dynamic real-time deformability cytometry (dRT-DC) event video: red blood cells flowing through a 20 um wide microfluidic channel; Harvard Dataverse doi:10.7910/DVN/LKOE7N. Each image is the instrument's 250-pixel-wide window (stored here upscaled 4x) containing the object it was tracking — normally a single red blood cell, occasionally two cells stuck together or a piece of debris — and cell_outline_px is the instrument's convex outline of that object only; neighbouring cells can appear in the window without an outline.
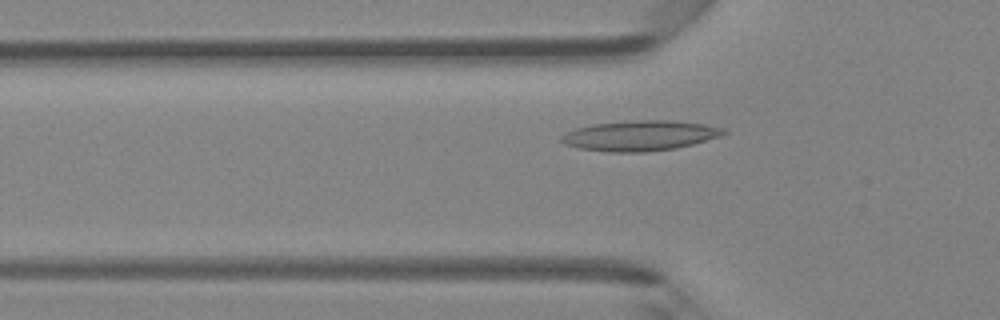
{"species": "Egyptian fruit bat (a non-hibernating species)", "species_latin": "Rousettus aegyptiacus", "temperature_condition": "room temperature", "stored_images_in_passage": 46, "camera_frame_rate_fps": 3000, "um_per_image_px": 0.085, "animal": {"sex": "female"}, "frame": {"image": 1, "passage_image": 14, "time_ms": 4.333, "image_size_px": [1000, 320], "cell_outline_px": [[728, 132], [720, 136], [692, 144], [676, 148], [648, 152], [608, 152], [580, 148], [564, 144], [560, 140], [560, 136], [576, 128], [592, 124], [636, 120], [668, 120], [704, 124], [724, 128]], "centroid_in_image_um": [54.39, 11.53], "position_along_channel_um": 71.4, "area_um2": 28.5}}
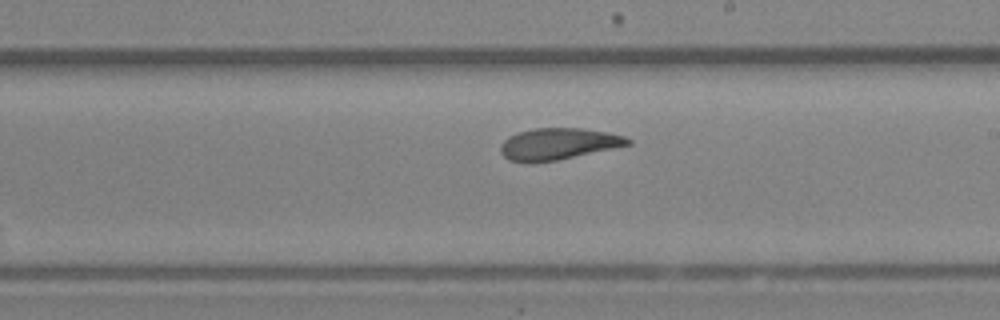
{"frame": {"image": 2, "passage_image": 26, "time_ms": 8.333, "image_size_px": [1000, 320], "cell_outline_px": [[632, 144], [556, 160], [532, 164], [524, 164], [508, 160], [500, 152], [500, 144], [508, 136], [516, 132], [536, 128], [584, 128], [608, 132], [624, 136], [632, 140]], "centroid_in_image_um": [47.39, 12.24], "position_along_channel_um": 241.6, "area_um2": 23.76}}
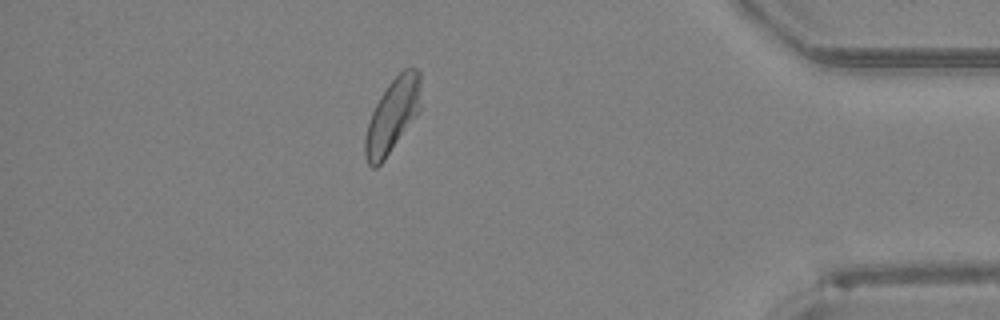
{"frame": {"image": 3, "passage_image": 40, "time_ms": 13.0, "image_size_px": [1000, 320], "cell_outline_px": [[420, 108], [384, 160], [376, 168], [372, 168], [368, 164], [364, 156], [364, 136], [372, 112], [380, 96], [388, 84], [404, 68], [416, 68], [420, 72]], "centroid_in_image_um": [33.32, 9.82], "position_along_channel_um": 401.9, "area_um2": 23.52}, "authors_computed_cell_mechanics": {"area_um2": 24.565, "velocity_mm_per_s": 4.2636, "shape_relaxation_time_tau1_ms": 7.4302, "shape_relaxation_time_tau2_ms": 2.5867, "deformation_change_tau1": 0.1855, "deformation_change_tau2": 0.1002}}